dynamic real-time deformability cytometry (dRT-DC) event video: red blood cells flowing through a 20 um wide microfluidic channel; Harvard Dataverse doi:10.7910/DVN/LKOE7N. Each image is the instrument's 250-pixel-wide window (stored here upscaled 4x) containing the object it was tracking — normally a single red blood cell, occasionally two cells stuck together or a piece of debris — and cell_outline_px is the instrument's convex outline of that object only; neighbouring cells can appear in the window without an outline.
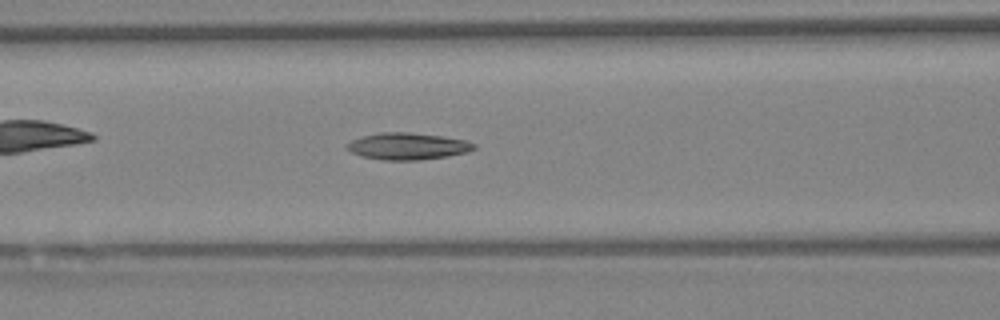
{"species": "Egyptian fruit bat (a non-hibernating species)", "species_latin": "Rousettus aegyptiacus", "temperature_condition": "warm", "stored_images_in_passage": 49, "camera_frame_rate_fps": 3000, "um_per_image_px": 0.085, "animal": {"sex": "female"}, "frame": {"image": 1, "passage_image": 20, "time_ms": 6.333, "image_size_px": [1000, 320], "cell_outline_px": [[476, 148], [468, 152], [448, 156], [420, 160], [380, 160], [364, 156], [352, 152], [348, 148], [348, 144], [352, 140], [364, 136], [380, 132], [408, 132], [440, 136], [464, 140], [476, 144]], "centroid_in_image_um": [34.69, 12.43], "position_along_channel_um": 131.9, "area_um2": 19.59}}
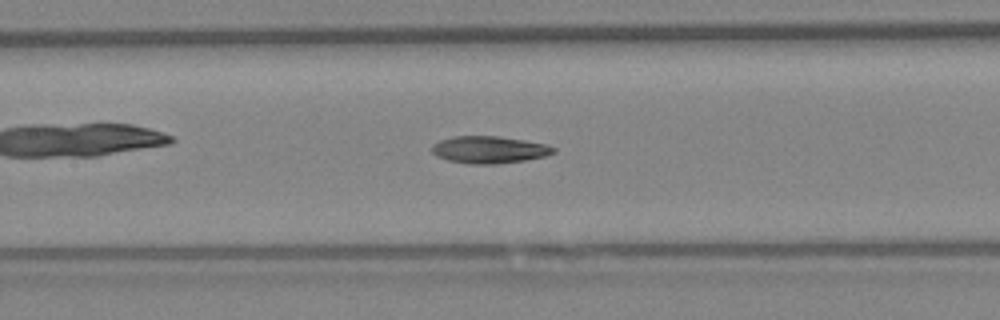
{"frame": {"image": 2, "passage_image": 23, "time_ms": 7.333, "image_size_px": [1000, 320], "cell_outline_px": [[556, 152], [544, 156], [524, 160], [496, 164], [468, 164], [448, 160], [436, 156], [432, 152], [432, 144], [440, 140], [452, 136], [496, 136], [524, 140], [544, 144], [556, 148]], "centroid_in_image_um": [41.54, 12.72], "position_along_channel_um": 165.9, "area_um2": 19.19}}
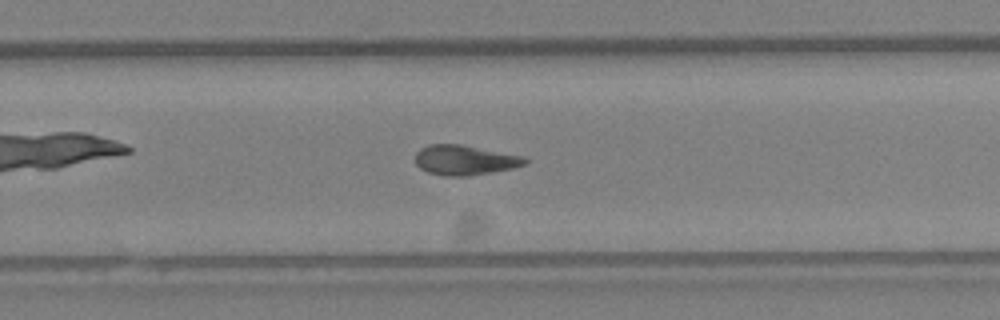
{"frame": {"image": 3, "passage_image": 34, "time_ms": 11.0, "image_size_px": [1000, 320], "cell_outline_px": [[528, 160], [524, 164], [512, 168], [464, 176], [444, 176], [428, 172], [420, 168], [416, 164], [416, 152], [420, 148], [428, 144], [460, 144], [524, 156]], "centroid_in_image_um": [39.46, 13.59], "position_along_channel_um": 290.3, "area_um2": 18.9}}